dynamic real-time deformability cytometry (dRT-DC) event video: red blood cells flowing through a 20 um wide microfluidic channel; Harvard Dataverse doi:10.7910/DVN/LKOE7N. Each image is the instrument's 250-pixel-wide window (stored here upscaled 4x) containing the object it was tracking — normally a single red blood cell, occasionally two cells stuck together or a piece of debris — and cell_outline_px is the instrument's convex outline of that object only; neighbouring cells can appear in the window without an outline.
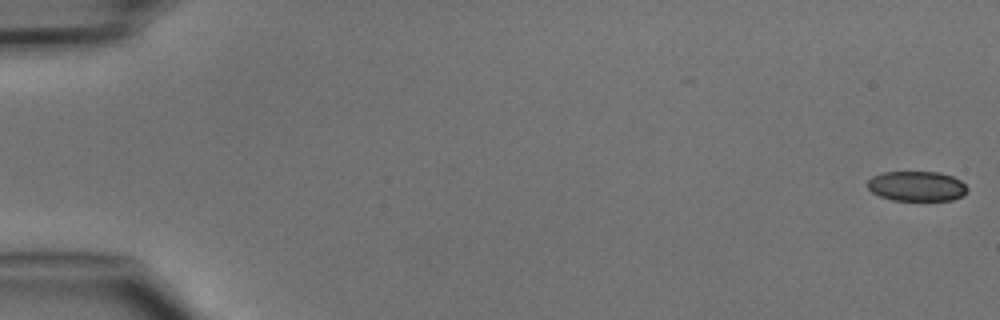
{"species": "common noctule bat (a hibernating species)", "species_latin": "Nyctalus noctula", "temperature_condition": "cold", "stored_images_in_passage": 6, "camera_frame_rate_fps": 3000, "um_per_image_px": 0.085, "animal": {"sex": "male", "body_mass_g": 15.6}, "frame": {"image": 1, "passage_image": 1, "time_ms": 0.0, "image_size_px": [1000, 320], "cell_outline_px": [[968, 192], [964, 196], [952, 200], [892, 200], [880, 196], [872, 192], [868, 188], [868, 180], [872, 176], [884, 172], [940, 172], [952, 176], [960, 180], [968, 188]], "centroid_in_image_um": [77.95, 15.82], "position_along_channel_um": 7.0, "area_um2": 17.51}}